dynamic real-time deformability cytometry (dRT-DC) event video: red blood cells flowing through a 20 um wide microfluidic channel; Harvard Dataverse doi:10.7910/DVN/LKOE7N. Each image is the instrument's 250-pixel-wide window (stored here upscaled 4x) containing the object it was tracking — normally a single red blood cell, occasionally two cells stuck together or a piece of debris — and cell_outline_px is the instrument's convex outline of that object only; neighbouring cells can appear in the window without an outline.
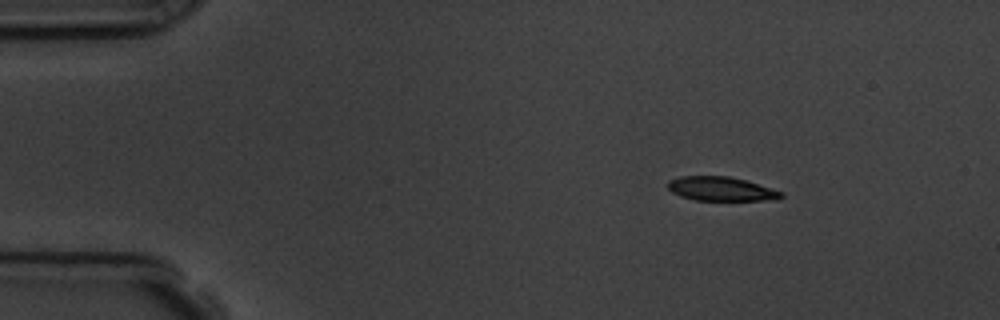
{"species": "common noctule bat (a hibernating species)", "species_latin": "Nyctalus noctula", "temperature_condition": "room temperature", "stored_images_in_passage": 3, "camera_frame_rate_fps": 3000, "um_per_image_px": 0.085, "animal": {"sex": "male", "body_mass_g": 19.5, "forearm_length_mm": 54.6}, "frame": {"image": 1, "passage_image": 1, "time_ms": 0.0, "image_size_px": [1000, 320], "cell_outline_px": [[784, 196], [780, 200], [696, 200], [680, 196], [672, 192], [668, 188], [668, 180], [680, 176], [728, 176], [744, 180], [784, 192]], "centroid_in_image_um": [61.31, 16.06], "position_along_channel_um": 23.7, "area_um2": 15.9}}